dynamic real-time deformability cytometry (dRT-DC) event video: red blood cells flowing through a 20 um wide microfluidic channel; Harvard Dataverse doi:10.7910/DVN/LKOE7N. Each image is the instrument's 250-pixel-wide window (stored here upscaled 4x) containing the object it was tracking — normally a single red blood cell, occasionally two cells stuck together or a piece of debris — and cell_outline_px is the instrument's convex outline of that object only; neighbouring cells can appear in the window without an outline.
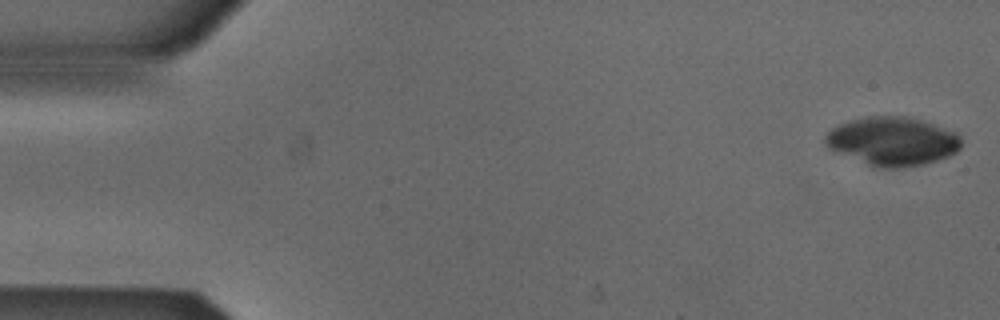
{"species": "Egyptian fruit bat (a non-hibernating species)", "species_latin": "Rousettus aegyptiacus", "temperature_condition": "cold", "stored_images_in_passage": 4, "camera_frame_rate_fps": 3000, "um_per_image_px": 0.085, "animal": {"sex": "male"}, "frame": {"image": 1, "passage_image": 1, "time_ms": 0.0, "image_size_px": [1000, 320], "cell_outline_px": [[960, 148], [956, 152], [948, 156], [924, 164], [904, 168], [872, 168], [828, 148], [824, 144], [824, 136], [832, 128], [840, 124], [852, 120], [868, 116], [904, 116], [920, 120], [956, 132], [960, 136]], "centroid_in_image_um": [75.82, 12.03], "position_along_channel_um": 9.2, "area_um2": 38.67}}